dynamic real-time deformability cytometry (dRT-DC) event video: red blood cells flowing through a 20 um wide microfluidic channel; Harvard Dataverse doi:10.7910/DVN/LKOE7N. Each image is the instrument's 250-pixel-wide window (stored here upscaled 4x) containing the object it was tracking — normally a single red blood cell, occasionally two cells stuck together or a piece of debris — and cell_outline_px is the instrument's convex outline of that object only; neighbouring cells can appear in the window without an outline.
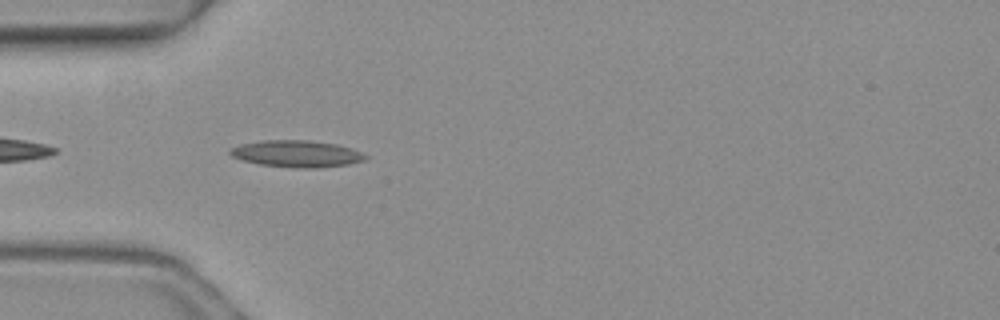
{"species": "common noctule bat (a hibernating species)", "species_latin": "Nyctalus noctula", "temperature_condition": "warm", "stored_images_in_passage": 5, "camera_frame_rate_fps": 3000, "um_per_image_px": 0.085, "animal": {"sex": "female", "body_mass_g": 19.3, "forearm_length_mm": 54.1}, "frame": {"image": 1, "passage_image": 4, "time_ms": 1.0, "image_size_px": [1000, 320], "cell_outline_px": [[368, 156], [364, 160], [348, 164], [316, 168], [296, 168], [260, 164], [244, 160], [232, 156], [228, 152], [232, 148], [240, 144], [264, 140], [308, 140], [336, 144], [352, 148]], "centroid_in_image_um": [25.23, 13.06], "position_along_channel_um": 59.8, "area_um2": 20.92}}
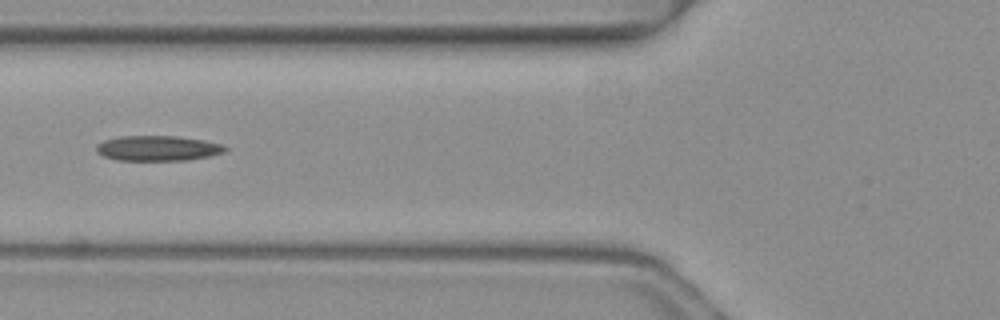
{"frame": {"image": 2, "passage_image": 5, "time_ms": 1.333, "image_size_px": [1000, 320], "cell_outline_px": [[228, 148], [224, 152], [208, 156], [188, 160], [116, 160], [104, 156], [96, 152], [96, 144], [104, 140], [120, 136], [176, 136], [204, 140], [224, 144]], "centroid_in_image_um": [13.41, 12.6], "position_along_channel_um": 112.4, "area_um2": 18.96}}